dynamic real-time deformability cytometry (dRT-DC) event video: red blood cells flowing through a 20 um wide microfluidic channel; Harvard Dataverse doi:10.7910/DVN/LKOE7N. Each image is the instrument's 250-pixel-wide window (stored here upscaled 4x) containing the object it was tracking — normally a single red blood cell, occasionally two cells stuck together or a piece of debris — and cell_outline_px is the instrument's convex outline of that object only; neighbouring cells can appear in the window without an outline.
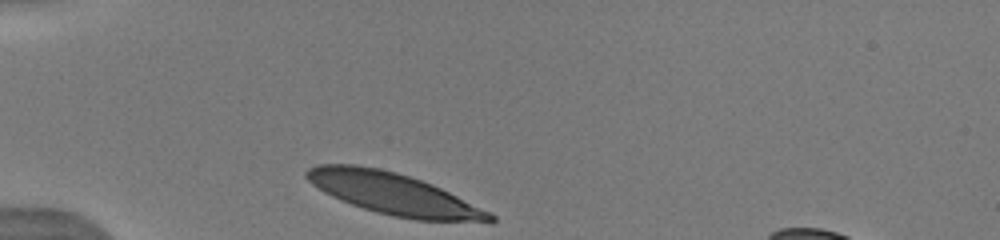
{"species": "human", "species_latin": "Homo sapiens", "temperature_condition": "warm", "stored_images_in_passage": 3, "camera_frame_rate_fps": 3000, "um_per_image_px": 0.085, "donor": {"sex": "male"}, "frame": {"image": 1, "passage_image": 1, "time_ms": 0.0, "image_size_px": [1000, 240], "cell_outline_px": [[496, 220], [492, 224], [416, 220], [392, 216], [376, 212], [340, 200], [324, 192], [312, 184], [304, 176], [304, 172], [308, 168], [316, 164], [356, 164], [380, 168], [396, 172], [432, 184], [496, 216]], "centroid_in_image_um": [33.47, 16.5], "position_along_channel_um": 51.5, "area_um2": 44.68}}